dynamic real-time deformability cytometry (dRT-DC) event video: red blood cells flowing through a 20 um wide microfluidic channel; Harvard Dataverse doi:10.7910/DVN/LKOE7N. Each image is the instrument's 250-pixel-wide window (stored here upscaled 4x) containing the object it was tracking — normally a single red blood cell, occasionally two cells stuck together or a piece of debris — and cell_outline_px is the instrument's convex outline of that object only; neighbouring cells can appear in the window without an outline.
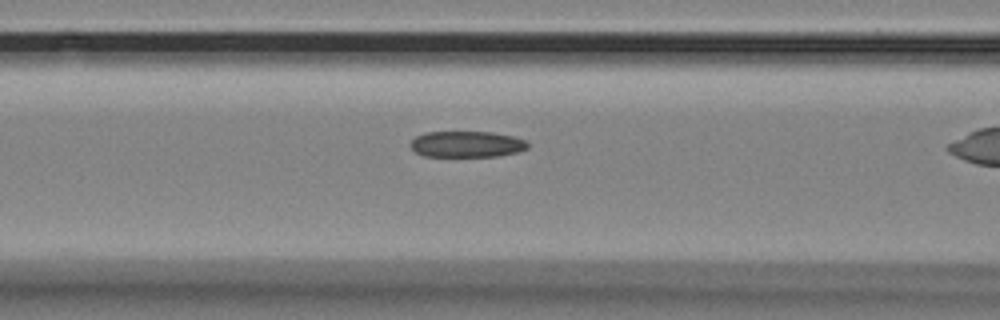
{"species": "Egyptian fruit bat (a non-hibernating species)", "species_latin": "Rousettus aegyptiacus", "temperature_condition": "room temperature", "stored_images_in_passage": 41, "camera_frame_rate_fps": 3000, "um_per_image_px": 0.085, "animal": {"sex": "female"}, "frame": {"image": 1, "passage_image": 19, "time_ms": 6.0, "image_size_px": [1000, 320], "cell_outline_px": [[528, 148], [516, 152], [500, 156], [424, 156], [416, 152], [408, 144], [416, 136], [424, 132], [492, 132], [512, 136], [528, 140]], "centroid_in_image_um": [39.68, 12.25], "position_along_channel_um": 126.9, "area_um2": 17.92}}
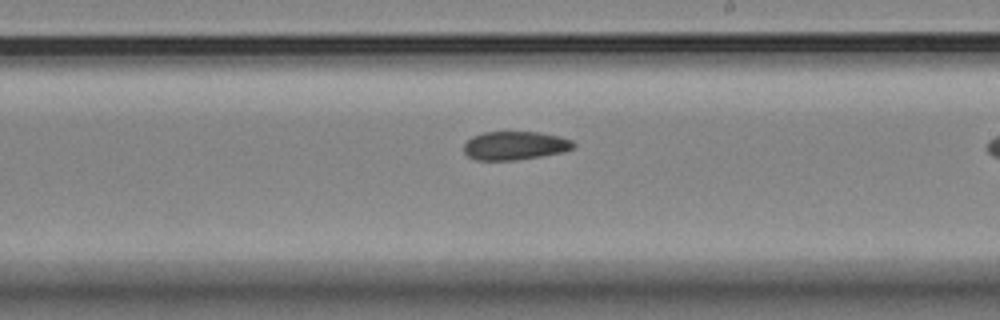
{"frame": {"image": 2, "passage_image": 29, "time_ms": 9.333, "image_size_px": [1000, 320], "cell_outline_px": [[576, 144], [572, 148], [564, 152], [516, 160], [476, 160], [468, 156], [464, 152], [464, 144], [472, 136], [484, 132], [540, 132], [560, 136], [572, 140]], "centroid_in_image_um": [43.78, 12.37], "position_along_channel_um": 245.2, "area_um2": 18.26}}
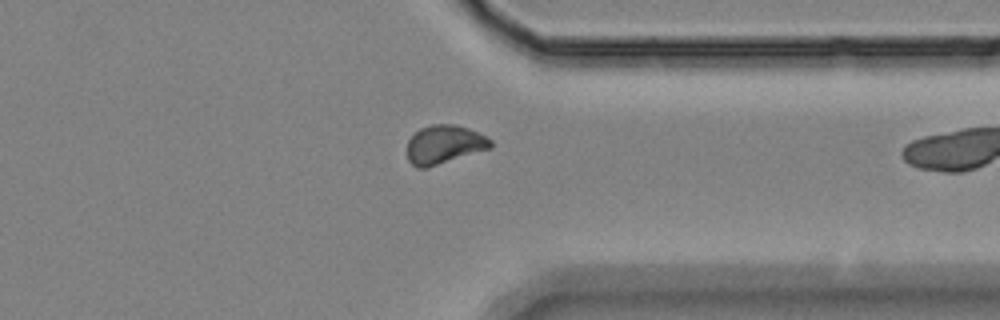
{"frame": {"image": 3, "passage_image": 40, "time_ms": 13.0, "image_size_px": [1000, 320], "cell_outline_px": [[492, 148], [428, 168], [416, 168], [408, 160], [408, 140], [420, 128], [432, 124], [456, 124], [468, 128], [492, 140]], "centroid_in_image_um": [37.76, 12.3], "position_along_channel_um": 373.6, "area_um2": 18.9}}